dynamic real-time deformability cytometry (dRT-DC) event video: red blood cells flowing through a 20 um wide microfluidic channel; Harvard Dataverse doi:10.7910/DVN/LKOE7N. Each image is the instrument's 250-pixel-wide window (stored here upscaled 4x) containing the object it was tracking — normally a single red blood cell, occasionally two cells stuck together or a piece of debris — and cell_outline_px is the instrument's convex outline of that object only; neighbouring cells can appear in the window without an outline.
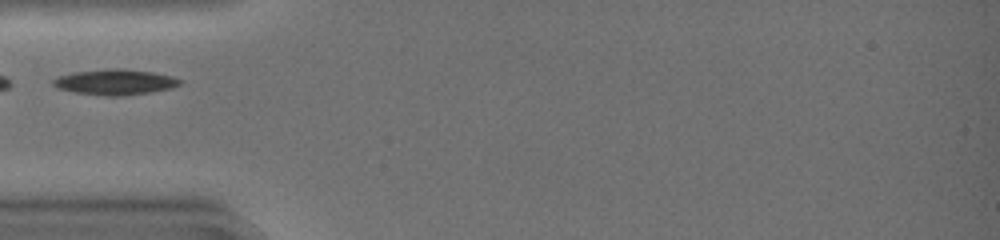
{"species": "common noctule bat (a hibernating species)", "species_latin": "Nyctalus noctula", "temperature_condition": "warm", "stored_images_in_passage": 7, "camera_frame_rate_fps": 3000, "um_per_image_px": 0.085, "animal": {"sex": "female", "body_mass_g": 19.0, "forearm_length_mm": 51.5}, "frame": {"image": 1, "passage_image": 1, "time_ms": 0.0, "image_size_px": [1000, 240], "cell_outline_px": [[180, 84], [172, 88], [152, 92], [124, 96], [104, 96], [76, 92], [56, 88], [52, 84], [52, 80], [60, 76], [76, 72], [116, 68], [120, 68], [152, 72], [172, 76], [180, 80]], "centroid_in_image_um": [9.79, 6.99], "position_along_channel_um": 75.2, "area_um2": 18.73}}